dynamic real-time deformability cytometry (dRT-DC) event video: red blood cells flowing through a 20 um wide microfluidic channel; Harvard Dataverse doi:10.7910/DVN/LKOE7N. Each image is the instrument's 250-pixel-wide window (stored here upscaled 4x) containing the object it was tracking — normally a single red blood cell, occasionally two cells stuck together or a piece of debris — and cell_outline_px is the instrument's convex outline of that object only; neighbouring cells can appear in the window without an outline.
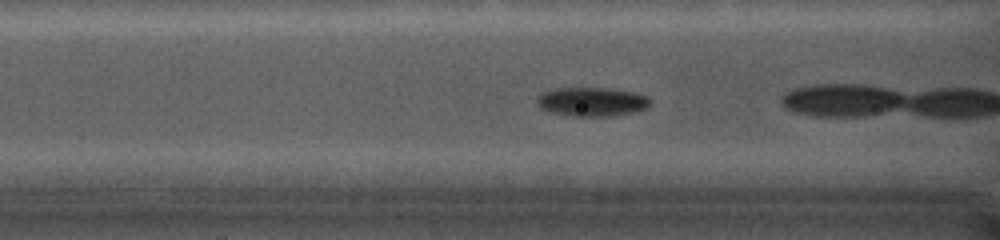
{"species": "common noctule bat (a hibernating species)", "species_latin": "Nyctalus noctula", "temperature_condition": "cold", "stored_images_in_passage": 43, "camera_frame_rate_fps": 5000, "um_per_image_px": 0.085, "animal": {"sex": "female", "body_mass_g": 19.0, "forearm_length_mm": 56.7}, "frame": {"image": 1, "passage_image": 8, "time_ms": 1.0, "image_size_px": [1000, 240], "cell_outline_px": [[648, 108], [640, 112], [616, 116], [568, 116], [548, 112], [540, 108], [536, 100], [544, 92], [560, 88], [600, 88], [632, 92], [644, 96], [648, 100]], "centroid_in_image_um": [50.3, 8.68], "position_along_channel_um": 116.3, "area_um2": 19.02}}